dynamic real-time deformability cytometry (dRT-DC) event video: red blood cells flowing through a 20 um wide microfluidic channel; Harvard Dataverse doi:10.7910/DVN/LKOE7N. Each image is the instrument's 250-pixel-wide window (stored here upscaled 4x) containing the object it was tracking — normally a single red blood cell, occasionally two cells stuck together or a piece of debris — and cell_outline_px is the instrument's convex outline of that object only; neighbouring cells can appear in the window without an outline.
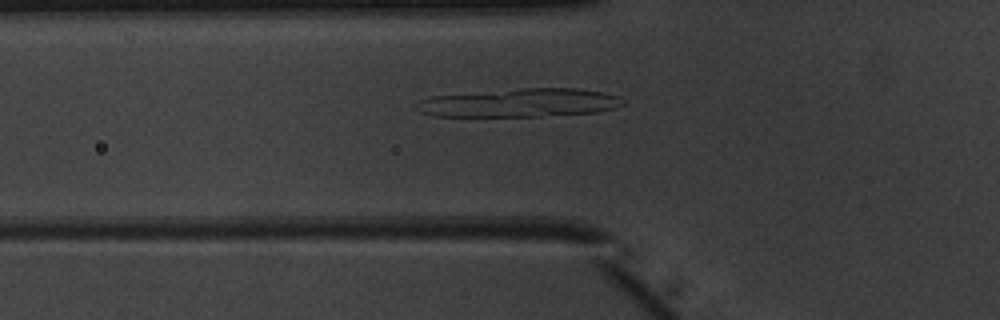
{"species": "common noctule bat (a hibernating species)", "species_latin": "Nyctalus noctula", "temperature_condition": "warm", "stored_images_in_passage": 37, "camera_frame_rate_fps": 3000, "um_per_image_px": 0.085, "animal": {"sex": "male", "body_mass_g": 20.1, "forearm_length_mm": 53.5}, "frame": {"image": 1, "passage_image": 5, "time_ms": 1.333, "image_size_px": [1000, 320], "cell_outline_px": [[624, 104], [616, 108], [596, 112], [536, 116], [432, 116], [420, 112], [412, 108], [412, 104], [420, 100], [432, 96], [524, 88], [576, 88], [604, 92], [620, 96], [624, 100]], "centroid_in_image_um": [44.15, 8.74], "position_along_channel_um": 81.7, "area_um2": 34.33}}